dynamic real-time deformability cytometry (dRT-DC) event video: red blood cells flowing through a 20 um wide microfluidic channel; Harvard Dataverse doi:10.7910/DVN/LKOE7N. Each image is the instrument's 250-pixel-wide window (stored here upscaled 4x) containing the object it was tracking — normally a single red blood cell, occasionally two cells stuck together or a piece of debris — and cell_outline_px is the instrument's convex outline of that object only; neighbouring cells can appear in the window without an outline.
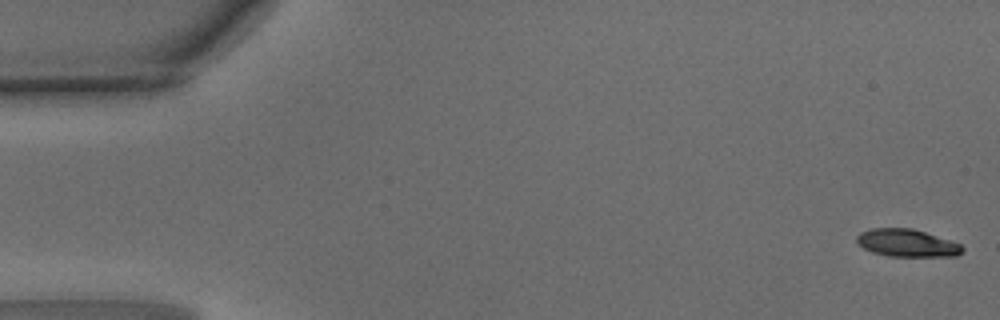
{"species": "common noctule bat (a hibernating species)", "species_latin": "Nyctalus noctula", "temperature_condition": "warm", "stored_images_in_passage": 48, "camera_frame_rate_fps": 3000, "um_per_image_px": 0.085, "animal": {"sex": "male", "body_mass_g": 15.6}, "frame": {"image": 1, "passage_image": 1, "time_ms": 0.0, "image_size_px": [1000, 320], "cell_outline_px": [[964, 248], [956, 256], [888, 256], [872, 252], [856, 244], [856, 236], [860, 232], [872, 228], [912, 228], [960, 244]], "centroid_in_image_um": [77.02, 20.65], "position_along_channel_um": 8.0, "area_um2": 16.82}}
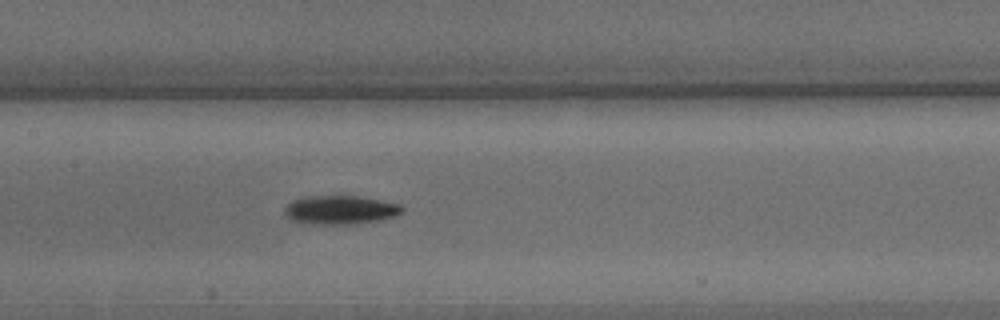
{"frame": {"image": 2, "passage_image": 23, "time_ms": 7.333, "image_size_px": [1000, 320], "cell_outline_px": [[404, 208], [396, 216], [384, 220], [356, 224], [300, 224], [292, 220], [284, 212], [284, 208], [292, 200], [304, 196], [360, 196], [400, 204]], "centroid_in_image_um": [28.92, 17.85], "position_along_channel_um": 178.5, "area_um2": 20.0}}
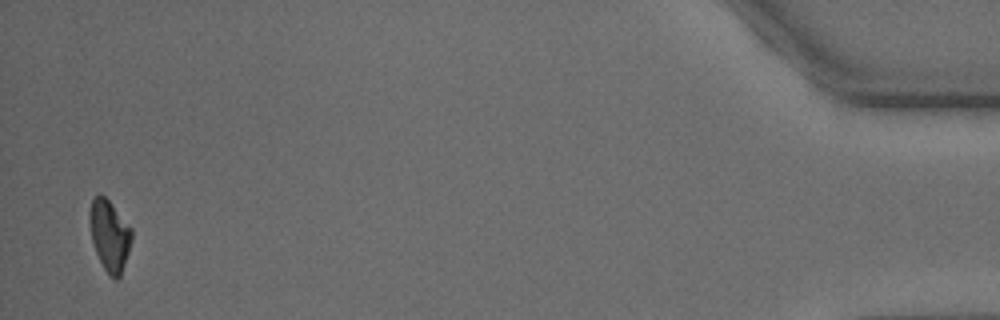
{"frame": {"image": 3, "passage_image": 47, "time_ms": 15.333, "image_size_px": [1000, 320], "cell_outline_px": [[132, 240], [120, 276], [116, 280], [112, 280], [108, 276], [96, 252], [92, 240], [88, 220], [88, 212], [92, 200], [100, 192], [112, 204], [132, 228]], "centroid_in_image_um": [9.3, 20.0], "position_along_channel_um": 425.9, "area_um2": 17.51}, "authors_computed_cell_mechanics": {"area_um2": 18.4093, "velocity_mm_per_s": 4.1993, "shape_relaxation_time_tau1_ms": 2.6047, "shape_relaxation_time_tau2_ms": null, "deformation_change_tau1": 0.137, "deformation_change_tau2": null}}